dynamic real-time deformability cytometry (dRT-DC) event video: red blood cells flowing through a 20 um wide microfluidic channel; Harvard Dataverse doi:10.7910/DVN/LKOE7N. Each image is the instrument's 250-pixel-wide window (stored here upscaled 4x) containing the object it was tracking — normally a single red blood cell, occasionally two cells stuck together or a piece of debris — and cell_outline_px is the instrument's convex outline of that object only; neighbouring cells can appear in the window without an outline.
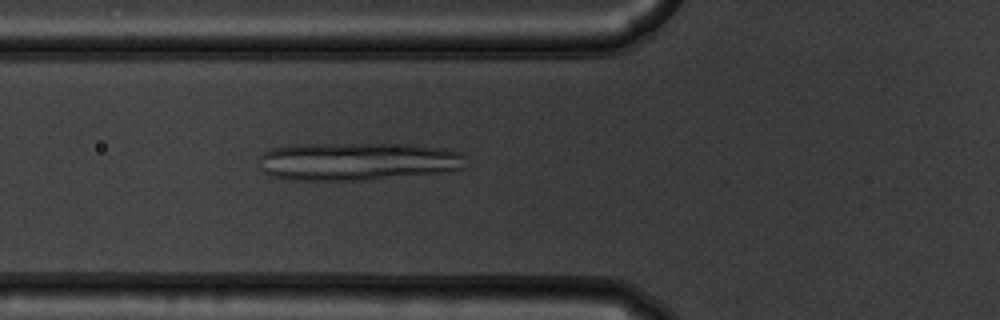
{"species": "common noctule bat (a hibernating species)", "species_latin": "Nyctalus noctula", "temperature_condition": "warm", "stored_images_in_passage": 53, "camera_frame_rate_fps": 3000, "um_per_image_px": 0.085, "animal": {"sex": "male", "body_mass_g": 19.5, "forearm_length_mm": 54.6}, "frame": {"image": 1, "passage_image": 20, "time_ms": 6.333, "image_size_px": [1000, 320], "cell_outline_px": [[464, 168], [440, 172], [368, 180], [288, 180], [272, 176], [264, 172], [260, 168], [260, 156], [264, 152], [272, 148], [296, 144], [408, 144], [448, 148], [460, 152], [464, 156]], "centroid_in_image_um": [30.37, 13.71], "position_along_channel_um": 95.4, "area_um2": 46.01}}
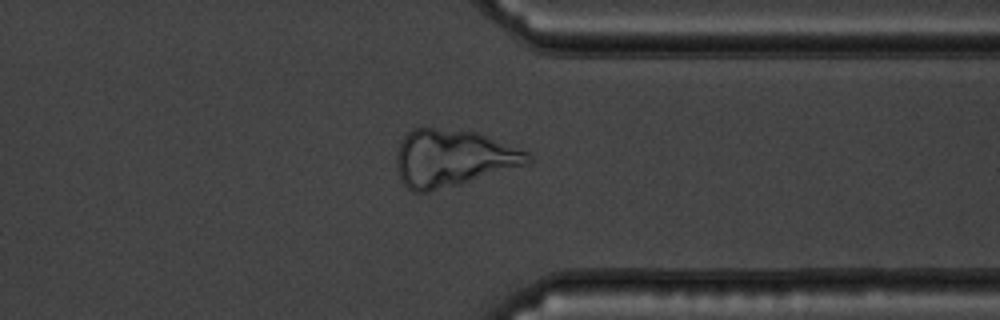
{"frame": {"image": 2, "passage_image": 42, "time_ms": 13.667, "image_size_px": [1000, 320], "cell_outline_px": [[532, 160], [528, 164], [460, 184], [428, 192], [416, 192], [408, 188], [400, 180], [396, 168], [396, 156], [400, 144], [404, 136], [412, 128], [432, 128], [480, 132], [528, 152], [532, 156]], "centroid_in_image_um": [38.48, 13.43], "position_along_channel_um": 372.9, "area_um2": 43.64}}
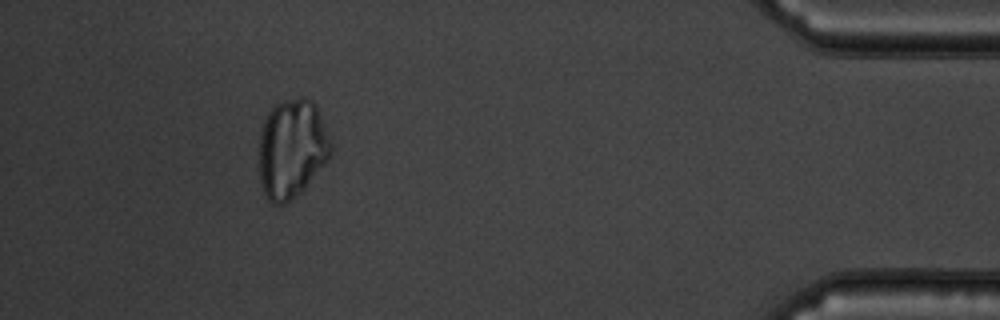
{"frame": {"image": 3, "passage_image": 49, "time_ms": 16.0, "image_size_px": [1000, 320], "cell_outline_px": [[332, 152], [328, 160], [304, 188], [296, 196], [284, 204], [272, 204], [264, 196], [260, 180], [260, 132], [264, 120], [272, 104], [284, 100], [300, 96], [304, 96], [312, 100], [316, 104], [332, 136]], "centroid_in_image_um": [24.84, 12.59], "position_along_channel_um": 410.4, "area_um2": 42.25}}